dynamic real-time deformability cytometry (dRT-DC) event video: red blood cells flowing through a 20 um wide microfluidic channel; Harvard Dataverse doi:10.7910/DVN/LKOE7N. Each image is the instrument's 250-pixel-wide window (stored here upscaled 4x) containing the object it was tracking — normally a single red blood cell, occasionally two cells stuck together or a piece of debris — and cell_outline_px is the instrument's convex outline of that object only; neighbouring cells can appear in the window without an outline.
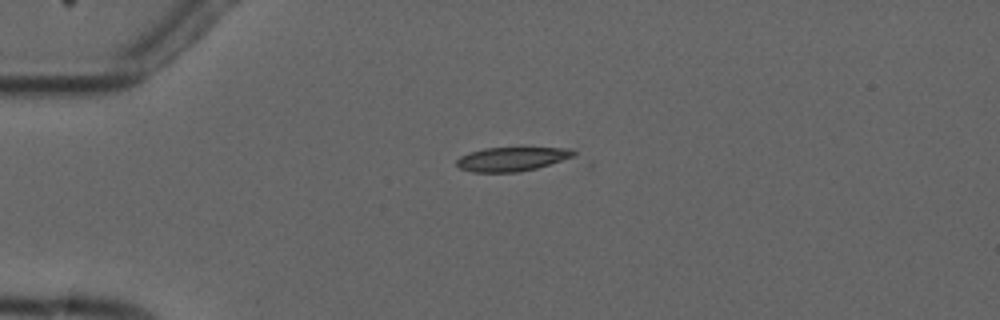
{"species": "common noctule bat (a hibernating species)", "species_latin": "Nyctalus noctula", "temperature_condition": "cold", "stored_images_in_passage": 4, "camera_frame_rate_fps": 3000, "um_per_image_px": 0.085, "animal": {"sex": "male", "forearm_length_mm": 52.5}, "frame": {"image": 1, "passage_image": 3, "time_ms": 3.333, "image_size_px": [1000, 320], "cell_outline_px": [[592, 168], [520, 172], [472, 172], [460, 168], [456, 164], [456, 160], [460, 156], [484, 148], [572, 148], [592, 164]], "centroid_in_image_um": [44.38, 13.61], "position_along_channel_um": 40.6, "area_um2": 20.06}}